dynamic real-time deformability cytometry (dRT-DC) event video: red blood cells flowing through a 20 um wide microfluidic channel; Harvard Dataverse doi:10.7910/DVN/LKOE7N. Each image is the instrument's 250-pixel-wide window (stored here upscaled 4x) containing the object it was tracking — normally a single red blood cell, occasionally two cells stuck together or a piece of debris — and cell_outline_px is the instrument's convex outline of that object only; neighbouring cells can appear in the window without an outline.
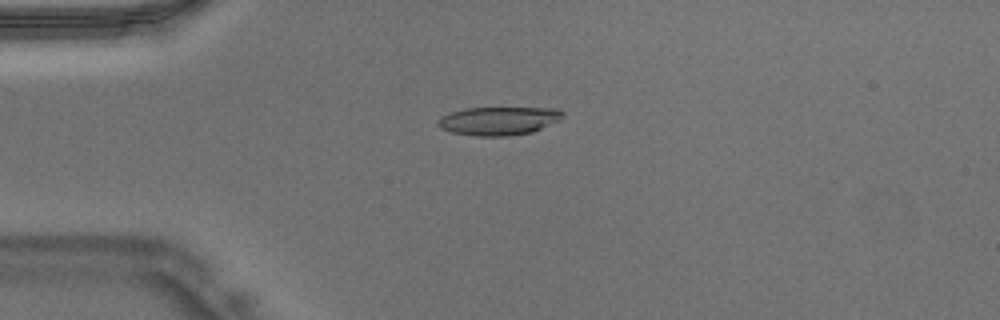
{"species": "Egyptian fruit bat (a non-hibernating species)", "species_latin": "Rousettus aegyptiacus", "temperature_condition": "warm", "stored_images_in_passage": 47, "camera_frame_rate_fps": 3000, "um_per_image_px": 0.085, "animal": {"sex": "male"}, "frame": {"image": 1, "passage_image": 12, "time_ms": 3.667, "image_size_px": [1000, 320], "cell_outline_px": [[564, 112], [560, 120], [532, 132], [508, 136], [476, 136], [452, 132], [440, 128], [436, 124], [436, 120], [440, 116], [448, 112], [464, 108], [556, 108]], "centroid_in_image_um": [42.33, 10.27], "position_along_channel_um": 42.7, "area_um2": 20.81}}
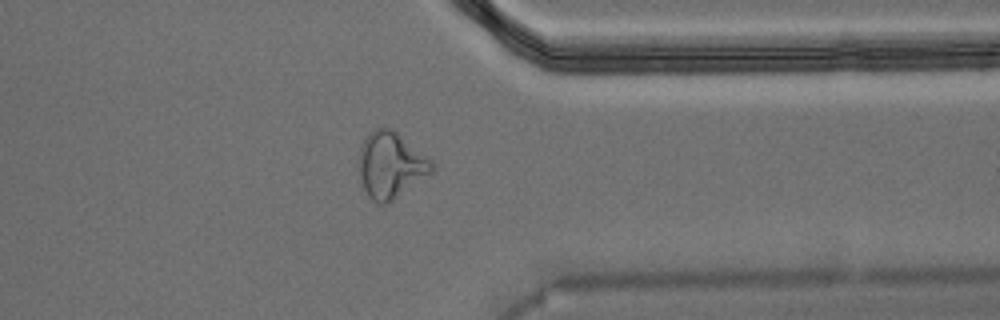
{"frame": {"image": 2, "passage_image": 37, "time_ms": 12.0, "image_size_px": [1000, 320], "cell_outline_px": [[432, 172], [388, 204], [376, 204], [368, 196], [364, 188], [356, 164], [360, 148], [368, 132], [376, 128], [392, 128], [432, 160]], "centroid_in_image_um": [33.16, 14.04], "position_along_channel_um": 378.2, "area_um2": 28.21}}
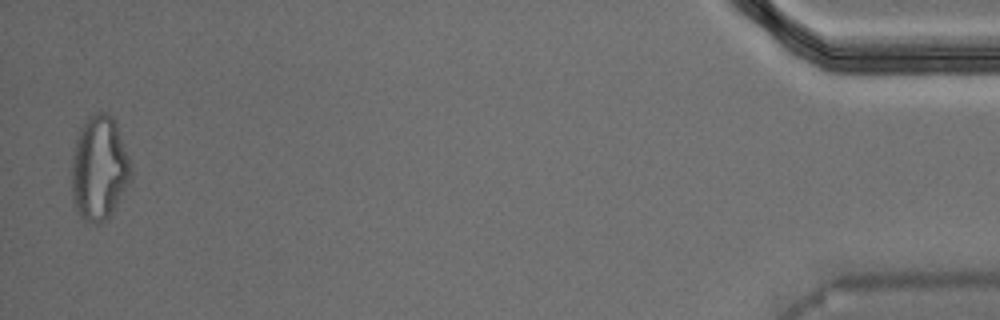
{"frame": {"image": 3, "passage_image": 46, "time_ms": 15.0, "image_size_px": [1000, 320], "cell_outline_px": [[132, 176], [108, 220], [100, 224], [96, 224], [84, 220], [80, 216], [72, 200], [72, 156], [76, 136], [84, 120], [92, 112], [100, 108], [112, 116], [116, 124], [132, 164]], "centroid_in_image_um": [8.43, 14.26], "position_along_channel_um": 426.8, "area_um2": 36.7}}